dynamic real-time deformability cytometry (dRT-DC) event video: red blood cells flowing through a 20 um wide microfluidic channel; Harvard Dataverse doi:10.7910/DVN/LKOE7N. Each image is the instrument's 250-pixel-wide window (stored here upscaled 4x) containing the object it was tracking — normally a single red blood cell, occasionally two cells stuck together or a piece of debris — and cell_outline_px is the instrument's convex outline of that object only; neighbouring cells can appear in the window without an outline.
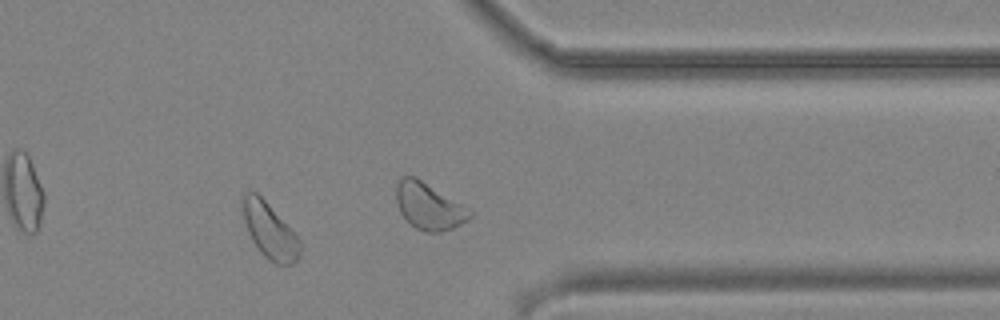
{"species": "common noctule bat (a hibernating species)", "species_latin": "Nyctalus noctula", "temperature_condition": "cold", "stored_images_in_passage": 35, "camera_frame_rate_fps": 3000, "um_per_image_px": 0.085, "animal": {"sex": "male", "body_mass_g": 19.2, "forearm_length_mm": 51.8}, "frame": {"image": 1, "passage_image": 25, "time_ms": 8.0, "image_size_px": [1000, 320], "cell_outline_px": [[300, 252], [296, 260], [292, 264], [276, 264], [268, 260], [260, 252], [252, 240], [248, 232], [244, 220], [244, 196], [248, 192], [256, 192], [268, 204], [300, 240]], "centroid_in_image_um": [22.93, 19.67], "position_along_channel_um": 388.5, "area_um2": 17.8}}